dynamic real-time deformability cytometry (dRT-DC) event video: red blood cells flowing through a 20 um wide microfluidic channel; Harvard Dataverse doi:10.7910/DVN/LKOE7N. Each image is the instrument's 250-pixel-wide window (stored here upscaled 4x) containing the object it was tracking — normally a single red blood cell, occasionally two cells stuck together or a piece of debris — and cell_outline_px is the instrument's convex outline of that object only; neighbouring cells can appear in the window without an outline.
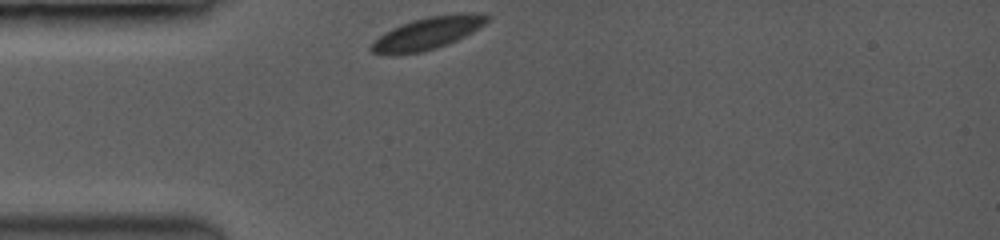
{"species": "common noctule bat (a hibernating species)", "species_latin": "Nyctalus noctula", "temperature_condition": "room temperature", "stored_images_in_passage": 36, "camera_frame_rate_fps": 3500, "um_per_image_px": 0.085, "animal": {"sex": "female", "body_mass_g": 19.0, "forearm_length_mm": 53.3}, "frame": {"image": 1, "passage_image": 1, "time_ms": 0.0, "image_size_px": [1000, 240], "cell_outline_px": [[492, 16], [484, 24], [464, 36], [456, 40], [436, 48], [420, 52], [372, 52], [368, 48], [384, 32], [392, 28], [412, 20], [428, 16], [464, 12], [484, 12]], "centroid_in_image_um": [36.45, 2.75], "position_along_channel_um": 48.5, "area_um2": 21.21}}
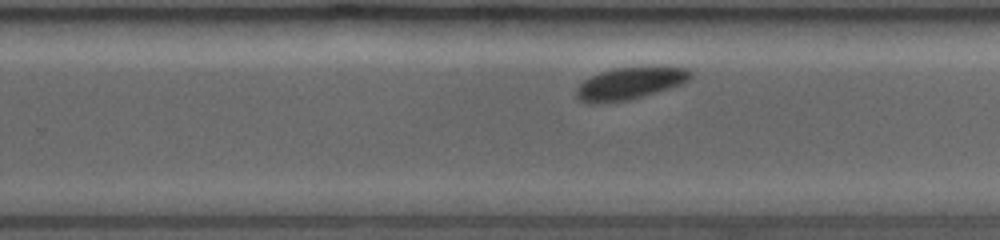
{"frame": {"image": 2, "passage_image": 23, "time_ms": 6.286, "image_size_px": [1000, 240], "cell_outline_px": [[692, 76], [688, 80], [680, 84], [668, 88], [640, 96], [624, 100], [580, 100], [576, 96], [576, 92], [580, 84], [584, 80], [600, 72], [616, 68], [688, 68], [692, 72]], "centroid_in_image_um": [53.58, 7.04], "position_along_channel_um": 276.2, "area_um2": 19.83}}
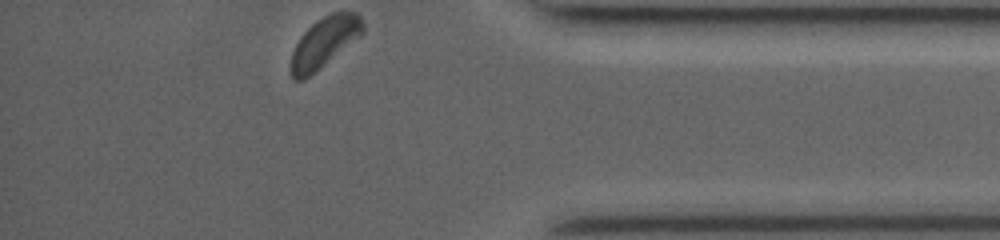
{"frame": {"image": 3, "passage_image": 36, "time_ms": 10.0, "image_size_px": [1000, 240], "cell_outline_px": [[364, 32], [360, 36], [320, 68], [308, 76], [300, 80], [296, 80], [292, 76], [292, 52], [296, 44], [304, 32], [312, 24], [324, 16], [332, 12], [356, 12], [360, 16], [364, 24]], "centroid_in_image_um": [27.61, 3.56], "position_along_channel_um": 407.6, "area_um2": 20.52}, "authors_computed_cell_mechanics": {"area_um2": 21.2993, "velocity_mm_per_s": 3.8299, "shape_relaxation_time_tau1_ms": 5.2757, "shape_relaxation_time_tau2_ms": null, "deformation_change_tau1": 0.1495, "deformation_change_tau2": null}}